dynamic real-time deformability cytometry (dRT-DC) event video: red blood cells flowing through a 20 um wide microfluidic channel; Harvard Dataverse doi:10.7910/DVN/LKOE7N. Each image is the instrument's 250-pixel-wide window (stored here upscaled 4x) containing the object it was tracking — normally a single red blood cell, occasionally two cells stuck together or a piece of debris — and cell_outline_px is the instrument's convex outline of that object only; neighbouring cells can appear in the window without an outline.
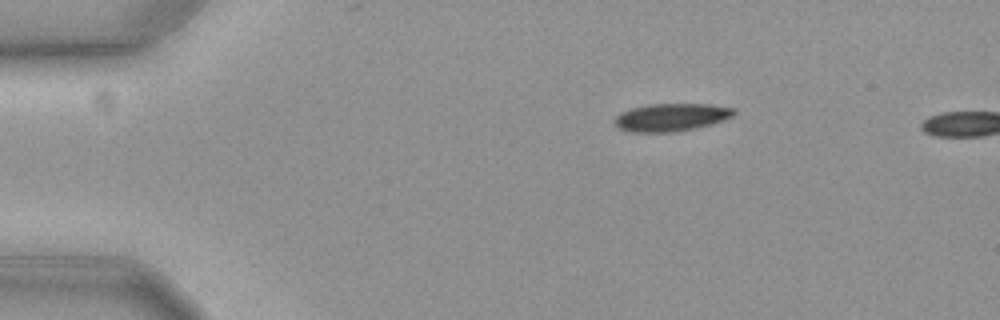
{"species": "common noctule bat (a hibernating species)", "species_latin": "Nyctalus noctula", "temperature_condition": "cold", "stored_images_in_passage": 4, "camera_frame_rate_fps": 3000, "um_per_image_px": 0.085, "animal": {"sex": "female", "body_mass_g": 19.3, "forearm_length_mm": 54.1}, "frame": {"image": 1, "passage_image": 1, "time_ms": 0.0, "image_size_px": [1000, 320], "cell_outline_px": [[736, 112], [732, 116], [724, 120], [712, 124], [672, 132], [632, 132], [620, 128], [616, 124], [616, 116], [620, 112], [632, 108], [652, 104], [708, 104], [732, 108]], "centroid_in_image_um": [57.06, 9.96], "position_along_channel_um": 27.9, "area_um2": 18.96}}